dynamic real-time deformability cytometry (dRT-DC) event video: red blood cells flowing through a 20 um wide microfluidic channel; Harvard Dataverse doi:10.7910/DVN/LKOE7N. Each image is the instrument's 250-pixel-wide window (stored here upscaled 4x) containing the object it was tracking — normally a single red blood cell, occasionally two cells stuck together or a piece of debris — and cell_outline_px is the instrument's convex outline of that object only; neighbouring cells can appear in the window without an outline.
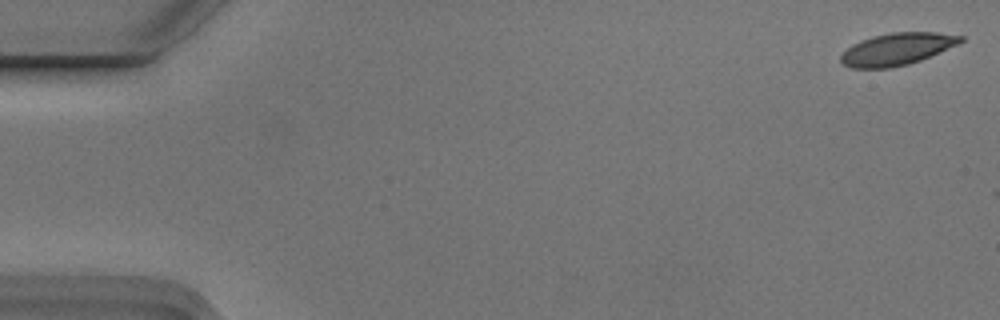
{"species": "Egyptian fruit bat (a non-hibernating species)", "species_latin": "Rousettus aegyptiacus", "temperature_condition": "cold", "stored_images_in_passage": 8, "camera_frame_rate_fps": 3000, "um_per_image_px": 0.085, "animal": {"sex": "male"}, "frame": {"image": 1, "passage_image": 1, "time_ms": 0.0, "image_size_px": [1000, 320], "cell_outline_px": [[964, 40], [960, 44], [920, 60], [908, 64], [892, 68], [852, 68], [844, 64], [840, 60], [840, 56], [852, 44], [860, 40], [892, 32], [936, 32], [964, 36]], "centroid_in_image_um": [76.28, 4.17], "position_along_channel_um": 8.7, "area_um2": 22.37}}
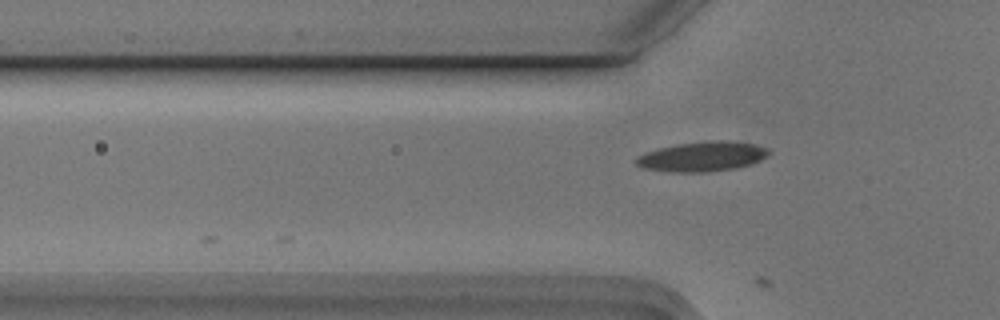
{"frame": {"image": 2, "passage_image": 8, "time_ms": 2.333, "image_size_px": [1000, 320], "cell_outline_px": [[768, 156], [752, 164], [736, 168], [708, 172], [668, 172], [644, 168], [636, 164], [636, 156], [644, 152], [676, 144], [712, 140], [728, 140], [756, 144], [768, 148]], "centroid_in_image_um": [59.7, 13.3], "position_along_channel_um": 66.1, "area_um2": 23.24}}